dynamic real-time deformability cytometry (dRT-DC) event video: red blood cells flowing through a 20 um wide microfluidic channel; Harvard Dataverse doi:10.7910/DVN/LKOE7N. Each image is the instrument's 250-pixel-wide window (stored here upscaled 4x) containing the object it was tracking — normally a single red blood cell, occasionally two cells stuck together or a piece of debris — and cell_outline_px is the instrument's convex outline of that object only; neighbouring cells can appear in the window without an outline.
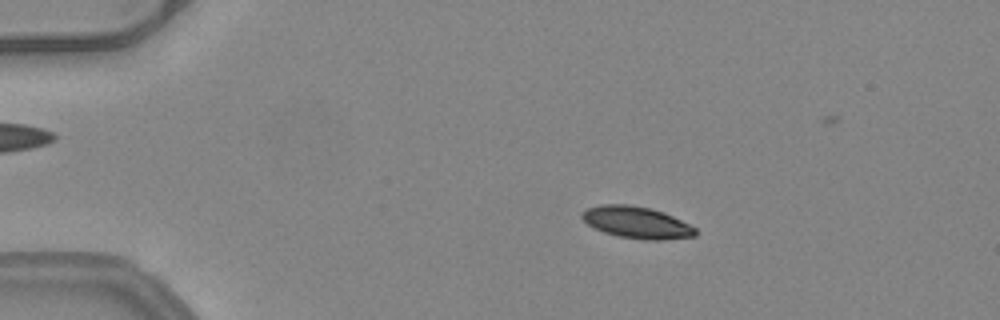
{"species": "common noctule bat (a hibernating species)", "species_latin": "Nyctalus noctula", "temperature_condition": "warm", "stored_images_in_passage": 53, "camera_frame_rate_fps": 3000, "um_per_image_px": 0.085, "animal": {"sex": "female", "body_mass_g": 24.6, "forearm_length_mm": 56.2}, "frame": {"image": 1, "passage_image": 10, "time_ms": 3.0, "image_size_px": [1000, 320], "cell_outline_px": [[696, 236], [664, 240], [644, 240], [616, 236], [604, 232], [588, 224], [580, 216], [588, 208], [604, 204], [624, 204], [648, 208], [664, 212], [696, 228]], "centroid_in_image_um": [54.14, 18.92], "position_along_channel_um": 30.9, "area_um2": 20.81}}
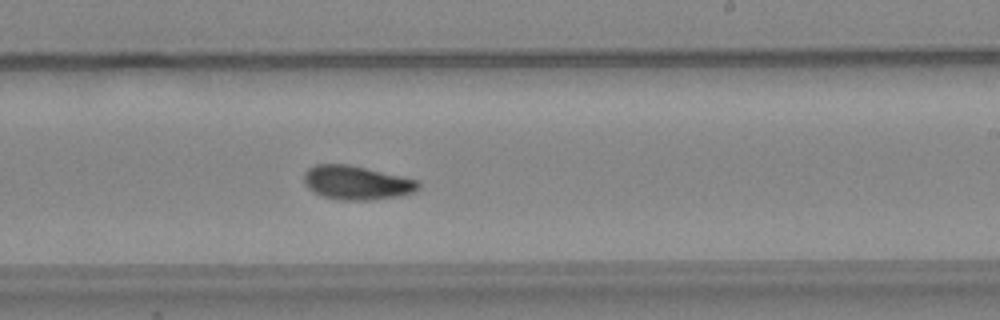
{"frame": {"image": 2, "passage_image": 32, "time_ms": 10.333, "image_size_px": [1000, 320], "cell_outline_px": [[420, 188], [412, 192], [400, 196], [372, 200], [340, 200], [324, 196], [312, 192], [304, 184], [304, 172], [308, 168], [316, 164], [348, 164], [400, 176], [416, 180], [420, 184]], "centroid_in_image_um": [30.27, 15.53], "position_along_channel_um": 258.7, "area_um2": 22.54}}
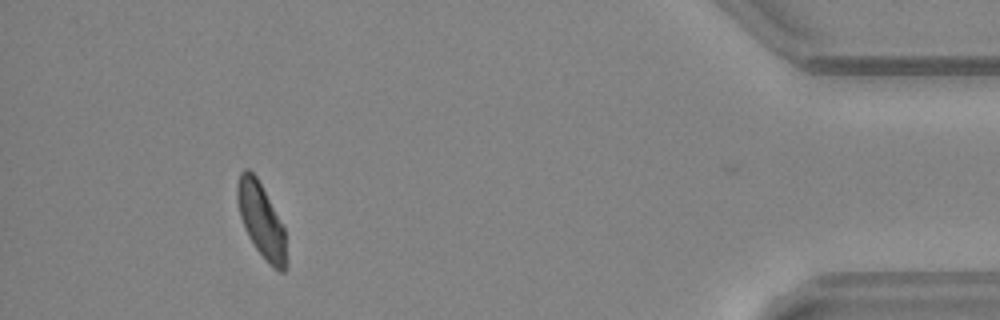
{"frame": {"image": 3, "passage_image": 48, "time_ms": 15.667, "image_size_px": [1000, 320], "cell_outline_px": [[288, 268], [284, 272], [280, 272], [272, 268], [268, 264], [256, 248], [248, 236], [240, 216], [236, 200], [236, 184], [240, 172], [244, 168], [248, 168], [256, 176], [284, 228], [288, 264]], "centroid_in_image_um": [22.21, 18.78], "position_along_channel_um": 413.0, "area_um2": 21.39}, "authors_computed_cell_mechanics": {"area_um2": 21.5594, "velocity_mm_per_s": 3.9984, "shape_relaxation_time_tau1_ms": 4.1741, "shape_relaxation_time_tau2_ms": 10.8595, "deformation_change_tau1": 0.1364, "deformation_change_tau2": 0.1704}}